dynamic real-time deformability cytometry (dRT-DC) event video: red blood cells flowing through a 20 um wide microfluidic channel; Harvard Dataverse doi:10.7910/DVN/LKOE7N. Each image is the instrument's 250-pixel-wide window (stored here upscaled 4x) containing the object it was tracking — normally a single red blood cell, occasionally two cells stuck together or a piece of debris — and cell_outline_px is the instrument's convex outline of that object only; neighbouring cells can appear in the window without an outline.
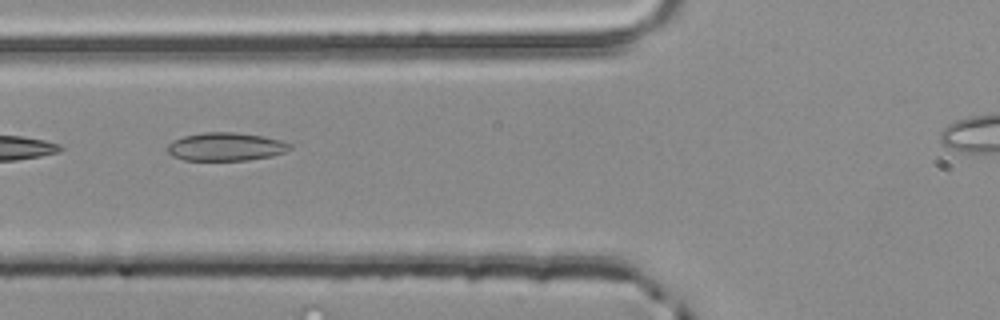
{"species": "common noctule bat (a hibernating species)", "species_latin": "Nyctalus noctula", "temperature_condition": "room temperature", "stored_images_in_passage": 4, "camera_frame_rate_fps": 3000, "um_per_image_px": 0.085, "animal": {"sex": "male", "body_mass_g": 20.4}, "frame": {"image": 1, "passage_image": 4, "time_ms": 1.0, "image_size_px": [1000, 320], "cell_outline_px": [[292, 148], [284, 152], [272, 156], [248, 160], [184, 160], [172, 156], [168, 152], [168, 144], [172, 140], [184, 136], [204, 132], [232, 132], [264, 136], [280, 140], [292, 144]], "centroid_in_image_um": [19.19, 12.47], "position_along_channel_um": 106.6, "area_um2": 20.17}}